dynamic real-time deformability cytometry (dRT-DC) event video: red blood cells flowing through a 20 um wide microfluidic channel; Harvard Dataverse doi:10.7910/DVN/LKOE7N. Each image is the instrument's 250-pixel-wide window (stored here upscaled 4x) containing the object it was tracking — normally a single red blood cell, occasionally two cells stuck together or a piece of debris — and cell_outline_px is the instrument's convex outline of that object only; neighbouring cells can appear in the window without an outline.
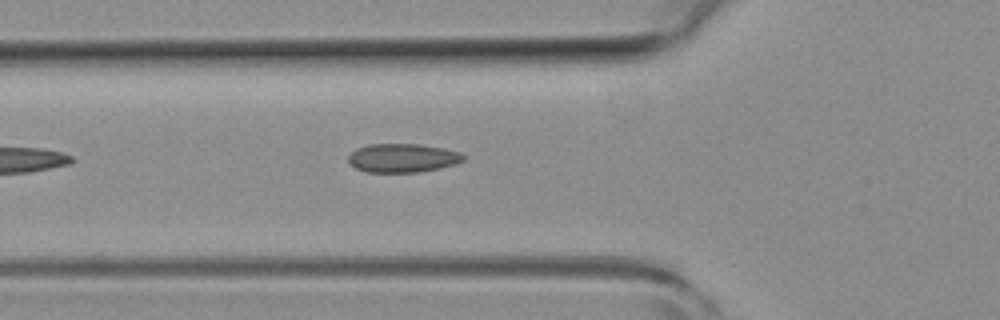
{"species": "common noctule bat (a hibernating species)", "species_latin": "Nyctalus noctula", "temperature_condition": "room temperature", "stored_images_in_passage": 4, "camera_frame_rate_fps": 3000, "um_per_image_px": 0.085, "animal": {"sex": "female", "body_mass_g": 19.3, "forearm_length_mm": 54.1}, "frame": {"image": 1, "passage_image": 4, "time_ms": 1.0, "image_size_px": [1000, 320], "cell_outline_px": [[464, 160], [456, 164], [440, 168], [420, 172], [364, 172], [348, 164], [348, 156], [356, 148], [368, 144], [420, 144], [444, 148], [460, 152], [464, 156]], "centroid_in_image_um": [34.2, 13.43], "position_along_channel_um": 91.6, "area_um2": 19.48}}